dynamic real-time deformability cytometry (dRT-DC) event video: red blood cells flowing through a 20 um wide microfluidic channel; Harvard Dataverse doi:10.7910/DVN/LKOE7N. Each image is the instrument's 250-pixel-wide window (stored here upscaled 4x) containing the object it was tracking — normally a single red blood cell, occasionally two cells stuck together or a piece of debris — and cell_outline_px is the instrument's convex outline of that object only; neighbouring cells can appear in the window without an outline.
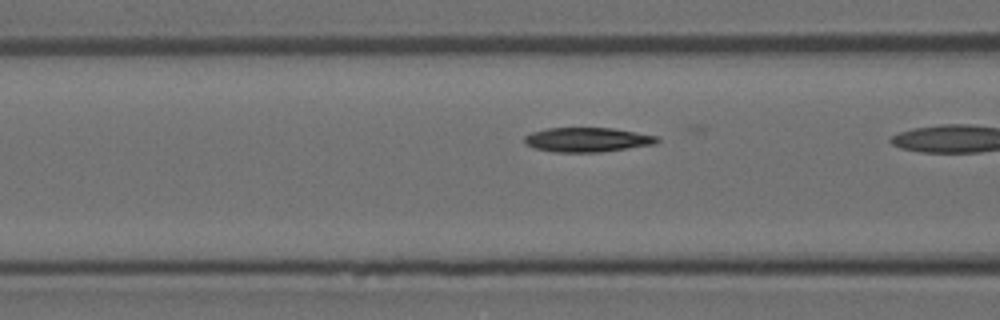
{"species": "Egyptian fruit bat (a non-hibernating species)", "species_latin": "Rousettus aegyptiacus", "temperature_condition": "room temperature", "stored_images_in_passage": 20, "camera_frame_rate_fps": 3000, "um_per_image_px": 0.085, "animal": {"sex": "female"}, "frame": {"image": 1, "passage_image": 18, "time_ms": 5.667, "image_size_px": [1000, 320], "cell_outline_px": [[660, 140], [656, 144], [600, 152], [556, 152], [532, 148], [524, 144], [524, 136], [532, 132], [548, 128], [612, 128], [656, 136]], "centroid_in_image_um": [49.87, 11.88], "position_along_channel_um": 116.7, "area_um2": 18.84}}